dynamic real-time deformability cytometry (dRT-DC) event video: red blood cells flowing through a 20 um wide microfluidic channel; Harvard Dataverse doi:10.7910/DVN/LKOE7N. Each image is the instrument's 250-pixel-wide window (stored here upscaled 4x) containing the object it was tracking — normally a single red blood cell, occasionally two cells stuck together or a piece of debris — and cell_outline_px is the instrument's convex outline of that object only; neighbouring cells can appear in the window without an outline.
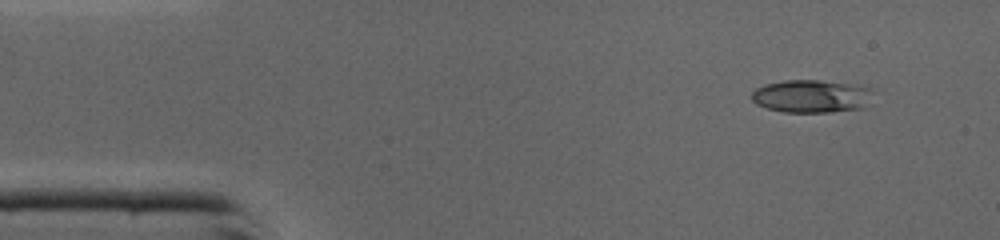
{"species": "common noctule bat (a hibernating species)", "species_latin": "Nyctalus noctula", "temperature_condition": "cold", "stored_images_in_passage": 42, "camera_frame_rate_fps": 3000, "um_per_image_px": 0.085, "animal": {"sex": "male", "body_mass_g": 19.0, "forearm_length_mm": 50.8}, "frame": {"image": 1, "passage_image": 1, "time_ms": 0.0, "image_size_px": [1000, 240], "cell_outline_px": [[872, 92], [864, 108], [832, 112], [784, 112], [768, 108], [756, 104], [752, 100], [752, 92], [756, 88], [764, 84], [784, 80], [820, 80], [864, 84]], "centroid_in_image_um": [68.99, 8.16], "position_along_channel_um": 16.0, "area_um2": 23.52}}
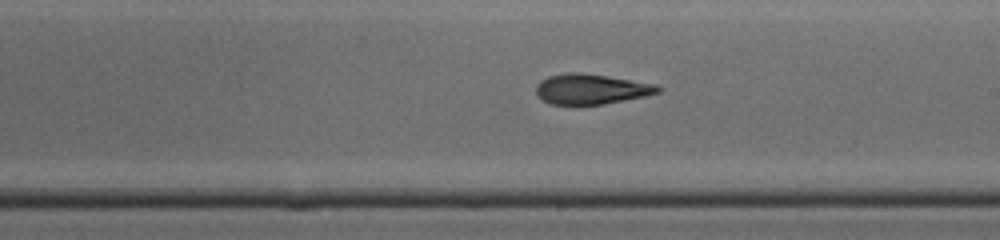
{"frame": {"image": 2, "passage_image": 22, "time_ms": 7.0, "image_size_px": [1000, 240], "cell_outline_px": [[664, 88], [660, 92], [648, 96], [600, 104], [552, 104], [536, 96], [536, 84], [540, 80], [548, 76], [568, 72], [576, 72], [604, 76], [656, 84]], "centroid_in_image_um": [50.25, 7.57], "position_along_channel_um": 238.8, "area_um2": 21.33}}
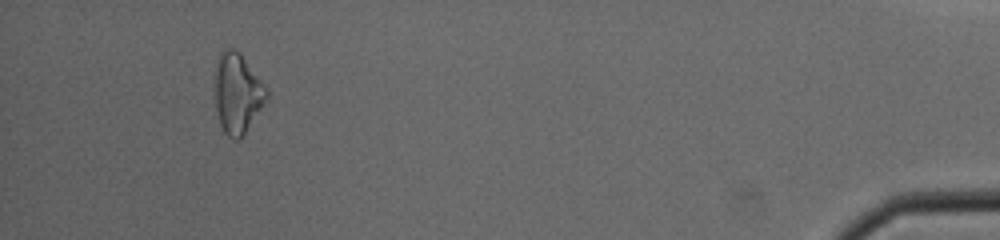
{"frame": {"image": 3, "passage_image": 39, "time_ms": 12.667, "image_size_px": [1000, 240], "cell_outline_px": [[268, 96], [240, 140], [232, 140], [224, 132], [220, 124], [216, 108], [212, 72], [220, 52], [228, 48], [232, 48], [240, 52], [268, 88]], "centroid_in_image_um": [20.13, 7.89], "position_along_channel_um": 415.1, "area_um2": 24.57}, "authors_computed_cell_mechanics": {"area_um2": 22.1374, "velocity_mm_per_s": 4.3976, "shape_relaxation_time_tau1_ms": null, "shape_relaxation_time_tau2_ms": 4.1949, "deformation_change_tau1": null, "deformation_change_tau2": 0.1291}}